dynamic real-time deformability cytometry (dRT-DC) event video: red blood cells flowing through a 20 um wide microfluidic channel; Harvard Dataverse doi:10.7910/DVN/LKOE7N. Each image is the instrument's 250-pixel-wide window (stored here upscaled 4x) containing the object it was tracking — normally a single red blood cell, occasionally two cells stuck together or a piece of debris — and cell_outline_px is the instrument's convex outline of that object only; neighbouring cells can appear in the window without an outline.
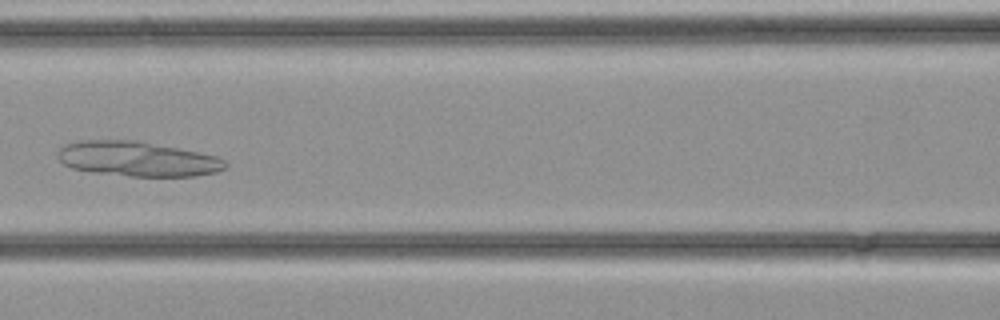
{"species": "common noctule bat (a hibernating species)", "species_latin": "Nyctalus noctula", "temperature_condition": "cold", "stored_images_in_passage": 19, "camera_frame_rate_fps": 3000, "um_per_image_px": 0.085, "animal": {"sex": "female", "body_mass_g": 21.9}, "frame": {"image": 1, "passage_image": 11, "time_ms": 3.333, "image_size_px": [1000, 320], "cell_outline_px": [[228, 168], [216, 172], [196, 176], [128, 176], [96, 172], [72, 168], [64, 164], [56, 156], [56, 152], [64, 144], [80, 140], [136, 140], [216, 156], [224, 160], [228, 164]], "centroid_in_image_um": [11.66, 13.51], "position_along_channel_um": 154.9, "area_um2": 33.93}}
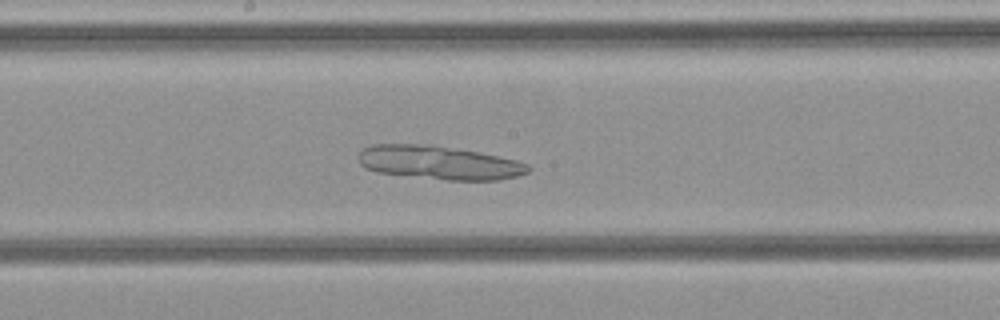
{"frame": {"image": 2, "passage_image": 14, "time_ms": 4.333, "image_size_px": [1000, 320], "cell_outline_px": [[532, 168], [528, 172], [516, 176], [500, 180], [448, 180], [376, 172], [360, 164], [360, 152], [364, 148], [372, 144], [428, 144], [476, 152], [516, 160], [528, 164]], "centroid_in_image_um": [37.33, 13.83], "position_along_channel_um": 210.9, "area_um2": 32.89}}
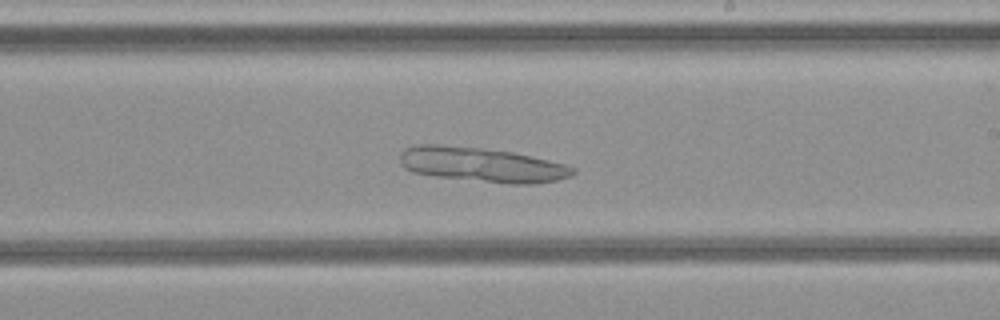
{"frame": {"image": 3, "passage_image": 16, "time_ms": 5.0, "image_size_px": [1000, 320], "cell_outline_px": [[576, 172], [572, 176], [556, 180], [532, 184], [512, 184], [436, 176], [412, 172], [404, 168], [400, 164], [400, 152], [404, 148], [416, 144], [440, 144], [480, 148], [512, 152], [548, 160], [564, 164], [576, 168]], "centroid_in_image_um": [40.93, 13.99], "position_along_channel_um": 248.1, "area_um2": 34.85}}